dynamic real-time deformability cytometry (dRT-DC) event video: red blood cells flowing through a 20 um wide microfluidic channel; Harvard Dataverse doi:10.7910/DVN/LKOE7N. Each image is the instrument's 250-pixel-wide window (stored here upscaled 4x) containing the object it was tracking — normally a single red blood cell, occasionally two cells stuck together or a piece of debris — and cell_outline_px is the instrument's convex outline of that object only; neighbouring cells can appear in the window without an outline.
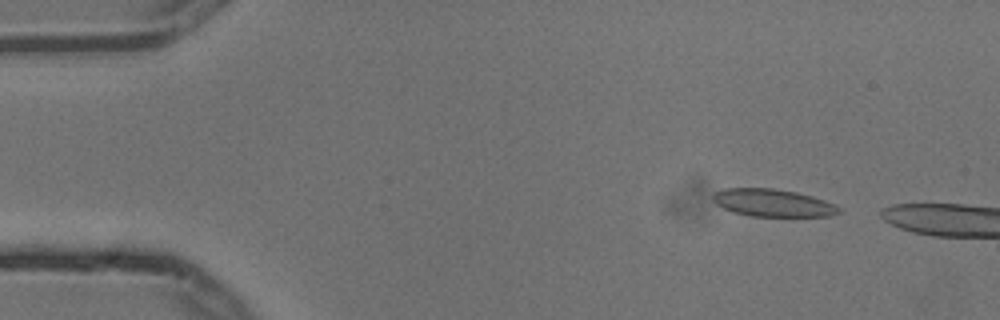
{"species": "common noctule bat (a hibernating species)", "species_latin": "Nyctalus noctula", "temperature_condition": "cold", "stored_images_in_passage": 7, "camera_frame_rate_fps": 3000, "um_per_image_px": 0.085, "animal": {"sex": "male", "body_mass_g": 13.3}, "frame": {"image": 1, "passage_image": 2, "time_ms": 0.333, "image_size_px": [1000, 320], "cell_outline_px": [[844, 212], [828, 216], [748, 216], [732, 212], [716, 204], [712, 200], [712, 196], [716, 192], [724, 188], [772, 188], [796, 192], [812, 196], [836, 204]], "centroid_in_image_um": [65.7, 17.25], "position_along_channel_um": 19.3, "area_um2": 20.35}}
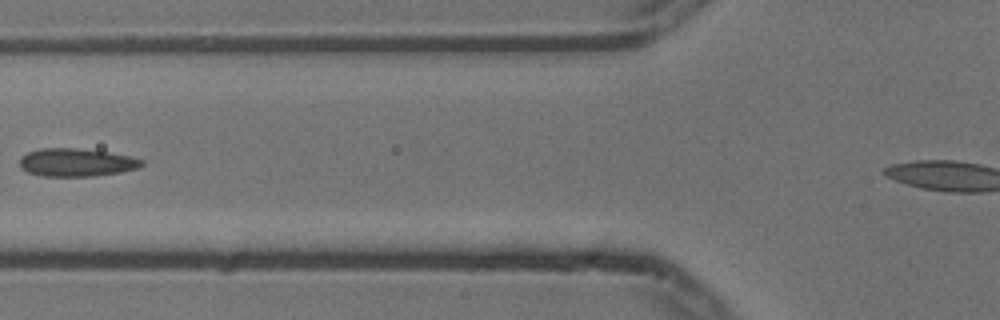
{"frame": {"image": 2, "passage_image": 6, "time_ms": 1.667, "image_size_px": [1000, 320], "cell_outline_px": [[144, 164], [140, 168], [120, 172], [92, 176], [40, 176], [28, 172], [20, 168], [20, 156], [28, 152], [40, 148], [76, 148], [108, 152], [132, 156], [144, 160]], "centroid_in_image_um": [6.5, 13.8], "position_along_channel_um": 119.3, "area_um2": 20.11}}
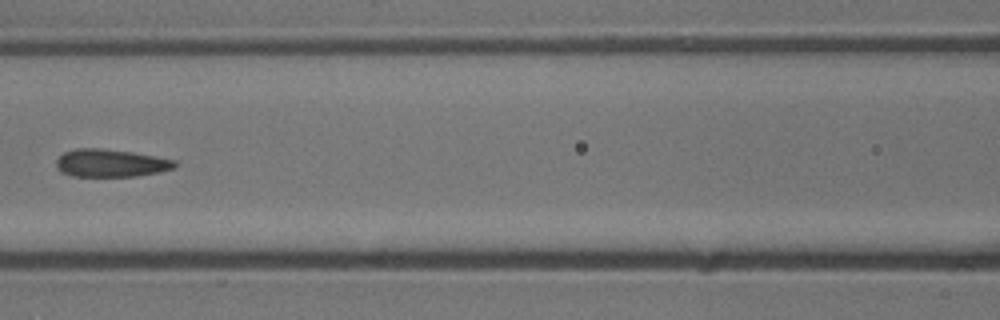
{"frame": {"image": 3, "passage_image": 7, "time_ms": 2.0, "image_size_px": [1000, 320], "cell_outline_px": [[176, 168], [160, 172], [136, 176], [72, 176], [60, 172], [56, 168], [56, 160], [64, 152], [76, 148], [100, 148], [132, 152], [176, 160]], "centroid_in_image_um": [9.4, 13.86], "position_along_channel_um": 157.2, "area_um2": 19.25}}